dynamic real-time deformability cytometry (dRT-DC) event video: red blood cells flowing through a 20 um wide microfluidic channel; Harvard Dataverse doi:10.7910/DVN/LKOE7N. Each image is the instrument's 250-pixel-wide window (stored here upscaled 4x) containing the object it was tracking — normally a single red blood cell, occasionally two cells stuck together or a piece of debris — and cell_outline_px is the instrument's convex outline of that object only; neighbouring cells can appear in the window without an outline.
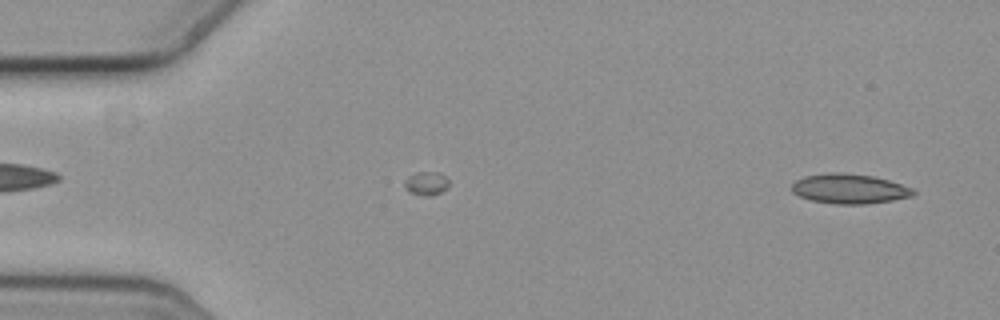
{"species": "common noctule bat (a hibernating species)", "species_latin": "Nyctalus noctula", "temperature_condition": "cold", "stored_images_in_passage": 12, "camera_frame_rate_fps": 3000, "um_per_image_px": 0.085, "animal": {"sex": "female", "body_mass_g": 19.3, "forearm_length_mm": 54.1}, "frame": {"image": 1, "passage_image": 3, "time_ms": 0.667, "image_size_px": [1000, 320], "cell_outline_px": [[916, 192], [912, 196], [892, 200], [864, 204], [836, 204], [812, 200], [800, 196], [792, 192], [792, 184], [796, 180], [804, 176], [832, 172], [840, 172], [872, 176], [888, 180], [912, 188]], "centroid_in_image_um": [72.18, 16.04], "position_along_channel_um": 12.8, "area_um2": 20.87}}